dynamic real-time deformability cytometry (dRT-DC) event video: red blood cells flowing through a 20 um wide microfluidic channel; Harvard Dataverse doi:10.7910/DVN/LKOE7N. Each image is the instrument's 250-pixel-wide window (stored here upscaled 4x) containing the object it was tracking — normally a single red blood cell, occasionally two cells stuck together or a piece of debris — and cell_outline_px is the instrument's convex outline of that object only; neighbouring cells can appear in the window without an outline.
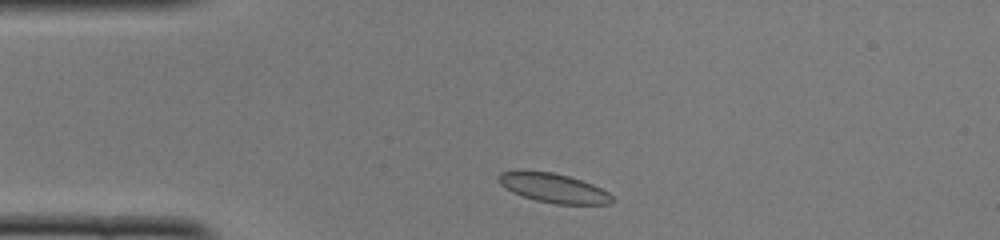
{"species": "common noctule bat (a hibernating species)", "species_latin": "Nyctalus noctula", "temperature_condition": "cold", "stored_images_in_passage": 40, "camera_frame_rate_fps": 3000, "um_per_image_px": 0.085, "animal": {"sex": "female", "body_mass_g": 22.0, "forearm_length_mm": 56.7}, "frame": {"image": 1, "passage_image": 2, "time_ms": 0.333, "image_size_px": [1000, 240], "cell_outline_px": [[616, 200], [612, 204], [556, 204], [536, 200], [512, 192], [504, 188], [500, 184], [496, 176], [500, 172], [552, 172], [568, 176], [592, 184], [608, 192]], "centroid_in_image_um": [47.08, 16.0], "position_along_channel_um": 37.9, "area_um2": 19.07}}
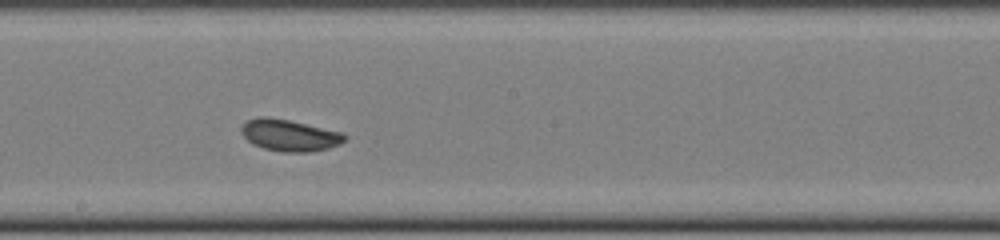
{"frame": {"image": 2, "passage_image": 18, "time_ms": 5.667, "image_size_px": [1000, 240], "cell_outline_px": [[348, 136], [340, 144], [328, 148], [308, 152], [284, 152], [264, 148], [252, 144], [240, 132], [240, 128], [248, 120], [264, 116], [288, 120], [340, 132]], "centroid_in_image_um": [24.59, 11.51], "position_along_channel_um": 223.6, "area_um2": 18.73}}
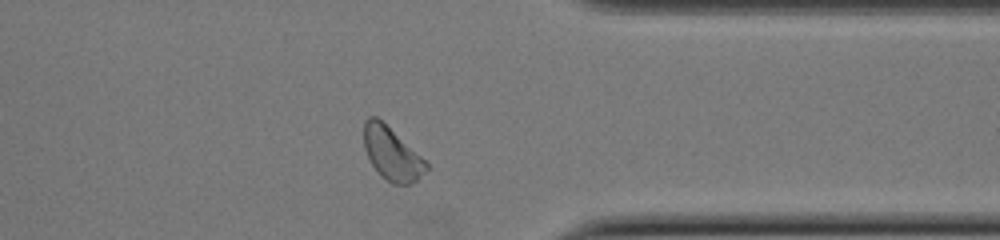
{"frame": {"image": 3, "passage_image": 30, "time_ms": 9.667, "image_size_px": [1000, 240], "cell_outline_px": [[428, 168], [416, 180], [408, 184], [392, 184], [380, 176], [372, 164], [364, 148], [364, 120], [368, 116], [376, 116], [420, 156], [428, 164]], "centroid_in_image_um": [33.26, 13.07], "position_along_channel_um": 378.1, "area_um2": 18.73}, "authors_computed_cell_mechanics": {"area_um2": 19.0162, "velocity_mm_per_s": 4.0337, "shape_relaxation_time_tau1_ms": 2.0999, "shape_relaxation_time_tau2_ms": 1.0754, "deformation_change_tau1": 0.0969, "deformation_change_tau2": 0.0429}}